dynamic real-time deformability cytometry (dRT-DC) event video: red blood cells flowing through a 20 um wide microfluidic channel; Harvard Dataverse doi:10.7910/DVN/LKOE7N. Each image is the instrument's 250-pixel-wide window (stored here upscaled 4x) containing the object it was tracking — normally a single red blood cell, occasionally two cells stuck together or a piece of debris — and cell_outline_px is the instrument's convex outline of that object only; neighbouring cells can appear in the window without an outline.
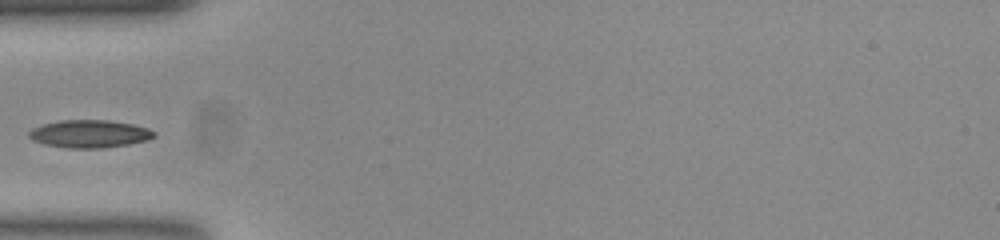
{"species": "common noctule bat (a hibernating species)", "species_latin": "Nyctalus noctula", "temperature_condition": "room temperature", "stored_images_in_passage": 37, "camera_frame_rate_fps": 3000, "um_per_image_px": 0.085, "animal": {"sex": "female", "body_mass_g": 23.0, "forearm_length_mm": 53.4}, "frame": {"image": 1, "passage_image": 1, "time_ms": 0.0, "image_size_px": [1000, 240], "cell_outline_px": [[156, 136], [148, 140], [128, 144], [100, 148], [72, 148], [44, 144], [32, 140], [28, 136], [28, 132], [32, 128], [44, 124], [60, 120], [108, 120], [132, 124], [148, 128], [156, 132]], "centroid_in_image_um": [7.62, 11.37], "position_along_channel_um": 77.4, "area_um2": 20.17}}
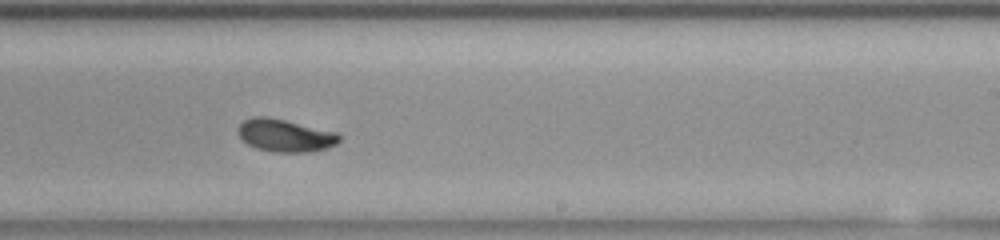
{"frame": {"image": 2, "passage_image": 16, "time_ms": 5.0, "image_size_px": [1000, 240], "cell_outline_px": [[340, 140], [336, 144], [312, 152], [272, 152], [256, 148], [248, 144], [240, 136], [236, 128], [244, 120], [252, 116], [268, 116], [336, 132], [340, 136]], "centroid_in_image_um": [24.21, 11.51], "position_along_channel_um": 264.8, "area_um2": 19.19}}
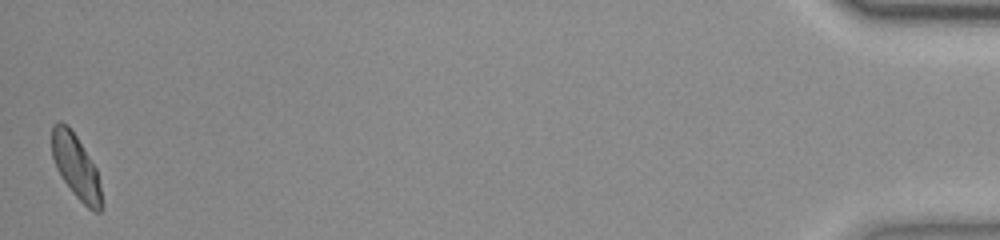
{"frame": {"image": 3, "passage_image": 37, "time_ms": 12.0, "image_size_px": [1000, 240], "cell_outline_px": [[100, 212], [96, 212], [88, 208], [72, 192], [56, 168], [52, 156], [52, 124], [60, 120], [68, 124], [76, 136], [96, 168], [100, 188]], "centroid_in_image_um": [6.41, 14.09], "position_along_channel_um": 428.8, "area_um2": 18.15}}